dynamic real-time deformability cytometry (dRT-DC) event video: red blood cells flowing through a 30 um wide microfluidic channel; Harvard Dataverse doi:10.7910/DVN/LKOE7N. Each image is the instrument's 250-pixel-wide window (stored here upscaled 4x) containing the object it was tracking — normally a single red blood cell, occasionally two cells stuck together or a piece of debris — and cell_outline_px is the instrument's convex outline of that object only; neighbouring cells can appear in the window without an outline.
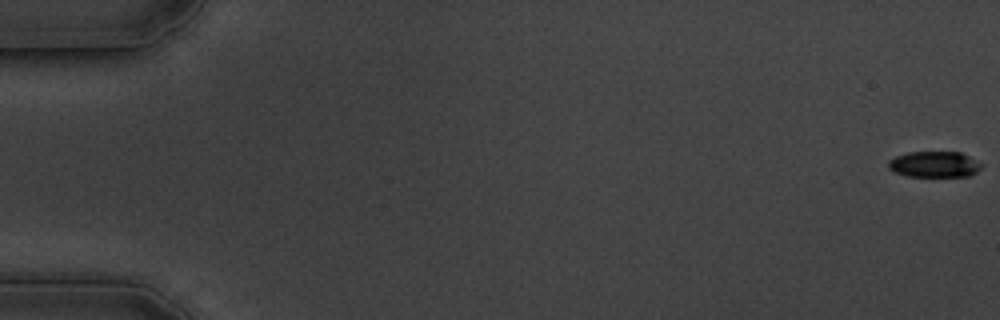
{"species": "common noctule bat (a hibernating species)", "species_latin": "Nyctalus noctula", "temperature_condition": "cold", "stored_images_in_passage": 61, "camera_frame_rate_fps": 3000, "um_per_image_px": 0.085, "animal": {"sex": "male", "body_mass_g": 19.5, "forearm_length_mm": 54.6}, "frame": {"image": 1, "passage_image": 1, "time_ms": 0.0, "image_size_px": [1000, 320], "cell_outline_px": [[984, 164], [972, 176], [904, 176], [888, 168], [888, 160], [896, 156], [908, 152], [960, 152]], "centroid_in_image_um": [79.42, 13.97], "position_along_channel_um": 5.6, "area_um2": 14.1}}
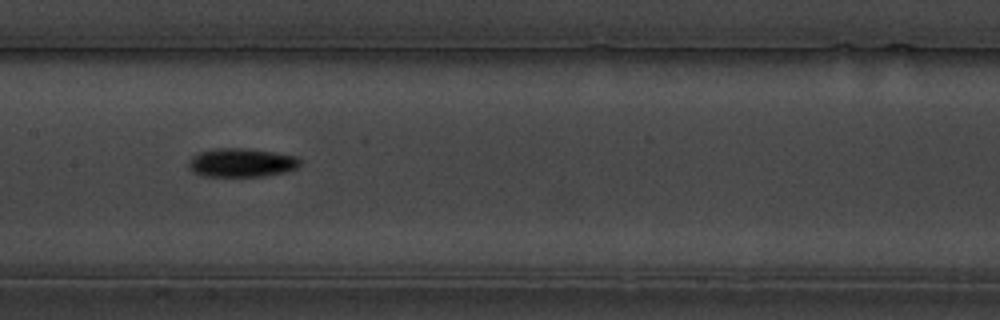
{"frame": {"image": 2, "passage_image": 31, "time_ms": 10.0, "image_size_px": [1000, 320], "cell_outline_px": [[304, 160], [296, 168], [288, 172], [264, 176], [200, 176], [192, 172], [188, 168], [188, 160], [192, 156], [200, 152], [212, 148], [244, 148], [272, 152], [296, 156]], "centroid_in_image_um": [20.52, 13.83], "position_along_channel_um": 186.9, "area_um2": 18.96}}
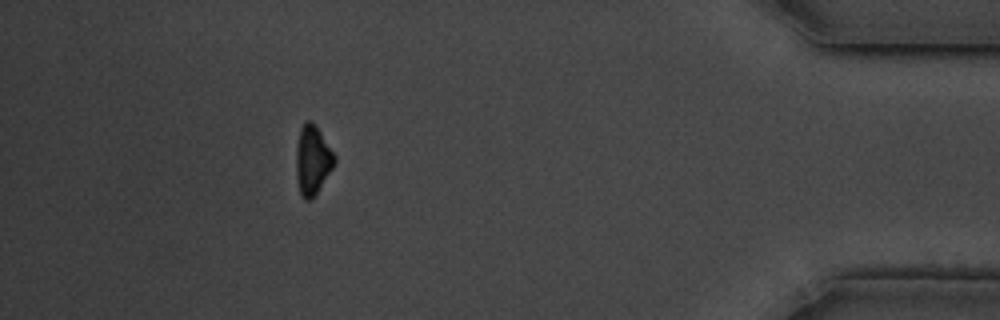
{"frame": {"image": 3, "passage_image": 55, "time_ms": 18.0, "image_size_px": [1000, 320], "cell_outline_px": [[336, 164], [316, 192], [308, 200], [304, 200], [300, 196], [296, 176], [296, 144], [300, 128], [308, 120], [312, 120], [316, 124], [336, 156]], "centroid_in_image_um": [26.56, 13.57], "position_along_channel_um": 408.6, "area_um2": 15.61}, "authors_computed_cell_mechanics": {"area_um2": 16.3574, "velocity_mm_per_s": 3.3914, "shape_relaxation_time_tau1_ms": 2.9969, "shape_relaxation_time_tau2_ms": null, "deformation_change_tau1": 0.1151, "deformation_change_tau2": null}}